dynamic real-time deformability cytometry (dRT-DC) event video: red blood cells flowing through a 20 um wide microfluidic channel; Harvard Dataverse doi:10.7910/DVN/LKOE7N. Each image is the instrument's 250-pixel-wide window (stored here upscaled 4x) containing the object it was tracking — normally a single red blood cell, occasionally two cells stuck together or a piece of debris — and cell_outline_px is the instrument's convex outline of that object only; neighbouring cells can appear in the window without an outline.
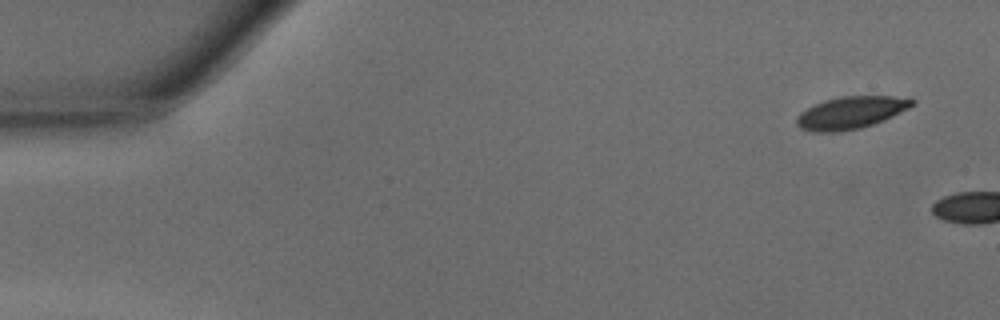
{"species": "common noctule bat (a hibernating species)", "species_latin": "Nyctalus noctula", "temperature_condition": "warm", "stored_images_in_passage": 3, "camera_frame_rate_fps": 3000, "um_per_image_px": 0.085, "animal": {"sex": "male", "body_mass_g": 15.6}, "frame": {"image": 1, "passage_image": 1, "time_ms": 0.0, "image_size_px": [1000, 320], "cell_outline_px": [[916, 104], [884, 120], [860, 128], [840, 132], [812, 132], [800, 128], [796, 124], [796, 116], [800, 112], [824, 100], [844, 96], [912, 96], [916, 100]], "centroid_in_image_um": [72.36, 9.57], "position_along_channel_um": 12.6, "area_um2": 21.96}}